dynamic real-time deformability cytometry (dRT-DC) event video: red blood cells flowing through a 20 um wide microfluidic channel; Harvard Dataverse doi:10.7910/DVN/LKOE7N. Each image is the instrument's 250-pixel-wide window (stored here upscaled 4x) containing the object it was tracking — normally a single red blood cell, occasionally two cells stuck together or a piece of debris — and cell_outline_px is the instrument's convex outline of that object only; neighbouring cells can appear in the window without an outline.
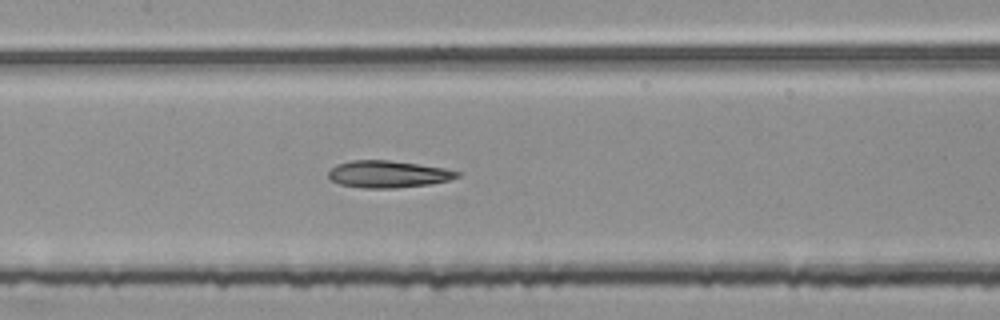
{"species": "common noctule bat (a hibernating species)", "species_latin": "Nyctalus noctula", "temperature_condition": "room temperature", "stored_images_in_passage": 53, "segment_of_instrument_passage": [2, 2], "camera_frame_rate_fps": 3000, "um_per_image_px": 0.085, "animal": {"sex": "female", "body_mass_g": 25.1}, "frame": {"image": 1, "passage_image": 25, "time_ms": 8.0, "image_size_px": [1000, 320], "cell_outline_px": [[460, 176], [448, 180], [428, 184], [396, 188], [364, 188], [340, 184], [332, 180], [328, 176], [328, 172], [336, 164], [352, 160], [392, 160], [444, 168], [460, 172]], "centroid_in_image_um": [32.97, 14.79], "position_along_channel_um": 174.4, "area_um2": 20.17}}
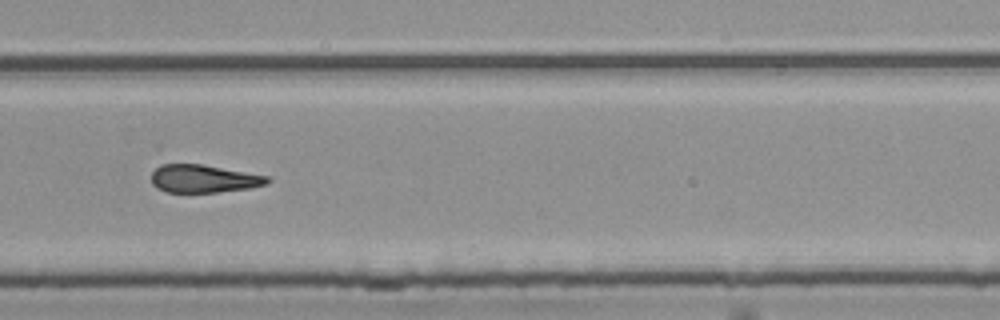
{"frame": {"image": 2, "passage_image": 36, "time_ms": 11.667, "image_size_px": [1000, 320], "cell_outline_px": [[272, 180], [268, 184], [248, 188], [220, 192], [168, 192], [156, 188], [152, 184], [152, 172], [160, 164], [200, 164], [268, 176]], "centroid_in_image_um": [17.31, 15.19], "position_along_channel_um": 312.5, "area_um2": 18.79}}
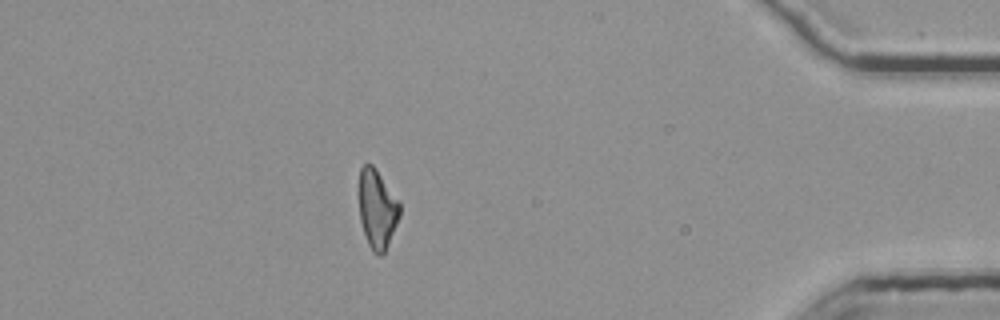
{"frame": {"image": 3, "passage_image": 47, "time_ms": 15.333, "image_size_px": [1000, 320], "cell_outline_px": [[400, 216], [388, 244], [384, 252], [380, 256], [376, 256], [372, 252], [368, 244], [360, 220], [360, 168], [364, 164], [372, 164], [400, 204]], "centroid_in_image_um": [32.06, 17.82], "position_along_channel_um": 403.1, "area_um2": 18.26}}